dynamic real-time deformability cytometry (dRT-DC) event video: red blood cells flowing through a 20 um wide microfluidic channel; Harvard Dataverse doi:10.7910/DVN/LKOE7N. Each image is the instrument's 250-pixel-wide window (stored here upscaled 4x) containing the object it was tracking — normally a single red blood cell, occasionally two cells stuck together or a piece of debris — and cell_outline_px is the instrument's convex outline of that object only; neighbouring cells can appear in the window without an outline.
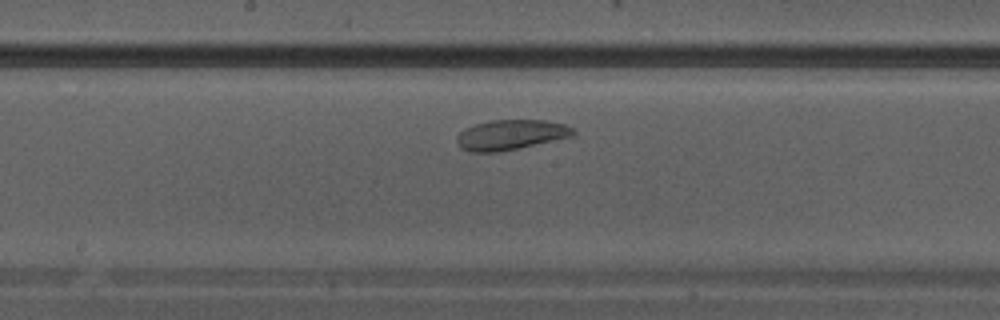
{"species": "Egyptian fruit bat (a non-hibernating species)", "species_latin": "Rousettus aegyptiacus", "temperature_condition": "warm", "stored_images_in_passage": 16, "camera_frame_rate_fps": 3000, "um_per_image_px": 0.085, "animal": {"sex": "male"}, "frame": {"image": 1, "passage_image": 10, "time_ms": 3.0, "image_size_px": [1000, 320], "cell_outline_px": [[576, 136], [500, 152], [468, 152], [460, 148], [456, 144], [456, 136], [464, 128], [488, 120], [544, 120], [564, 124], [572, 128], [576, 132]], "centroid_in_image_um": [43.4, 11.47], "position_along_channel_um": 204.8, "area_um2": 20.75}}
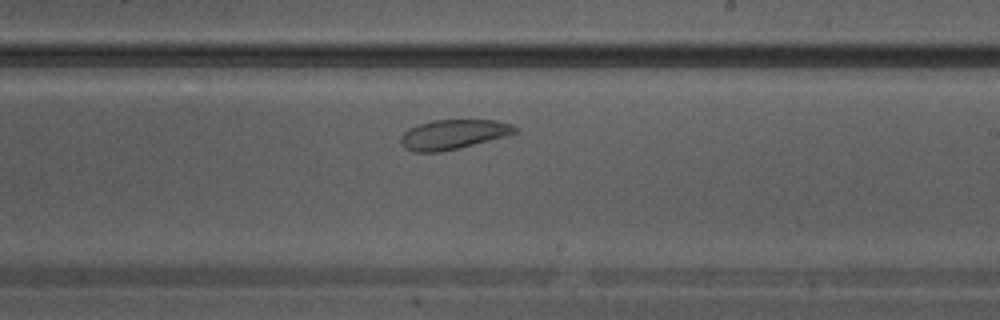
{"frame": {"image": 2, "passage_image": 12, "time_ms": 3.667, "image_size_px": [1000, 320], "cell_outline_px": [[520, 132], [508, 136], [460, 148], [440, 152], [412, 152], [404, 148], [400, 144], [400, 136], [408, 128], [416, 124], [432, 120], [496, 120], [512, 124], [520, 128]], "centroid_in_image_um": [38.55, 11.42], "position_along_channel_um": 250.5, "area_um2": 20.29}}